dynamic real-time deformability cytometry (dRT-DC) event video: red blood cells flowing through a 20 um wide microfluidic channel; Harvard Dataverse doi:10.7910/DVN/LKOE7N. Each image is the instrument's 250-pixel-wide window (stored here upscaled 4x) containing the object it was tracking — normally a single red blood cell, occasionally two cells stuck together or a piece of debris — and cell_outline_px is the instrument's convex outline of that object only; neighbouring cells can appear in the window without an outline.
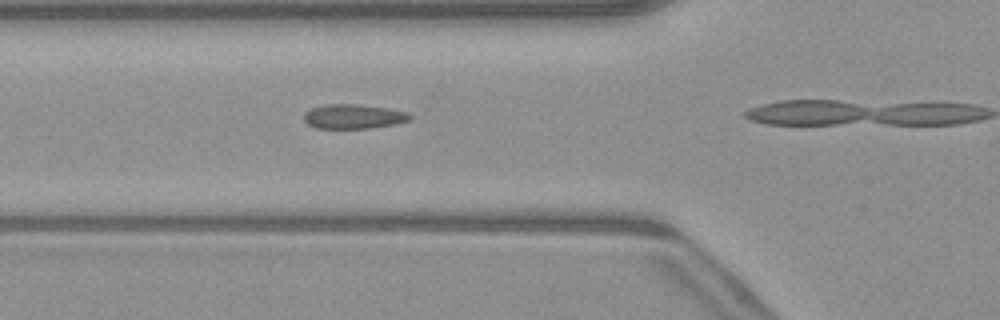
{"species": "common noctule bat (a hibernating species)", "species_latin": "Nyctalus noctula", "temperature_condition": "warm", "stored_images_in_passage": 7, "camera_frame_rate_fps": 3000, "um_per_image_px": 0.085, "animal": {"sex": "male", "body_mass_g": 23.1, "forearm_length_mm": 52.7}, "frame": {"image": 1, "passage_image": 6, "time_ms": 1.667, "image_size_px": [1000, 320], "cell_outline_px": [[412, 116], [408, 120], [396, 124], [372, 128], [316, 128], [308, 124], [304, 120], [304, 112], [312, 108], [324, 104], [356, 104], [388, 108], [408, 112]], "centroid_in_image_um": [30.04, 9.9], "position_along_channel_um": 95.8, "area_um2": 15.14}}